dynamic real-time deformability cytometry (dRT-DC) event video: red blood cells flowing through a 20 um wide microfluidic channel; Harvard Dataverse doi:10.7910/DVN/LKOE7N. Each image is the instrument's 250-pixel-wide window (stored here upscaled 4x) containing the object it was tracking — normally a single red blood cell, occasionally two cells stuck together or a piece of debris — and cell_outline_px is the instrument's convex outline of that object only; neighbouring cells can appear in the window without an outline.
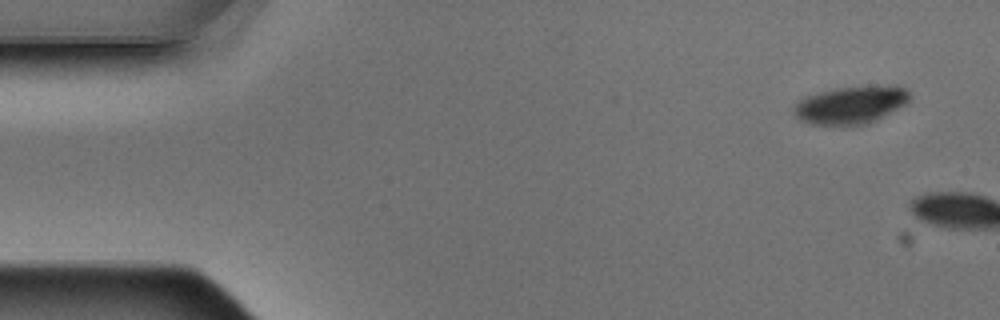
{"species": "Egyptian fruit bat (a non-hibernating species)", "species_latin": "Rousettus aegyptiacus", "temperature_condition": "warm", "stored_images_in_passage": 2, "camera_frame_rate_fps": 3000, "um_per_image_px": 0.085, "animal": {"sex": "male"}, "frame": {"image": 1, "passage_image": 1, "time_ms": 0.0, "image_size_px": [1000, 320], "cell_outline_px": [[912, 96], [904, 104], [876, 120], [868, 124], [808, 124], [800, 120], [792, 112], [792, 108], [800, 100], [808, 96], [832, 88], [888, 84], [896, 84], [904, 88]], "centroid_in_image_um": [72.33, 8.89], "position_along_channel_um": 12.7, "area_um2": 25.43}}